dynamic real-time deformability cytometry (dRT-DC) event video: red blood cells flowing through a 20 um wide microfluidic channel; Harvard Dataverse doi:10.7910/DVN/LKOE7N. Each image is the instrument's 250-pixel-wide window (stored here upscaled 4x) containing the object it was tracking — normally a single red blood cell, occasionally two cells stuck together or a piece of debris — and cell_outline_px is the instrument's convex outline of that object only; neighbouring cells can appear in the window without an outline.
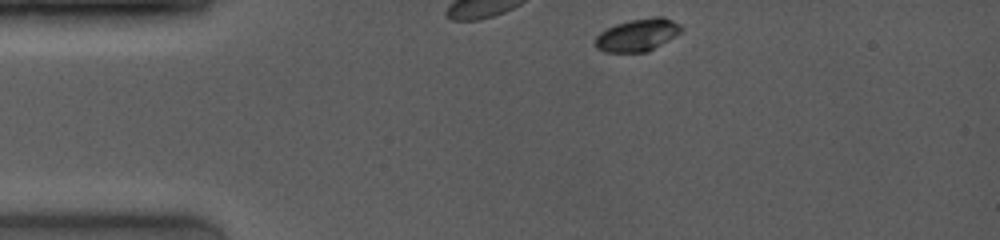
{"species": "common noctule bat (a hibernating species)", "species_latin": "Nyctalus noctula", "temperature_condition": "room temperature", "stored_images_in_passage": 5, "camera_frame_rate_fps": 4000, "um_per_image_px": 0.085, "animal": {"sex": "female", "body_mass_g": 19.0, "forearm_length_mm": 53.3}, "frame": {"image": 1, "passage_image": 1, "time_ms": 0.0, "image_size_px": [1000, 240], "cell_outline_px": [[684, 28], [676, 36], [648, 52], [604, 52], [596, 48], [596, 36], [600, 32], [616, 24], [632, 20], [652, 16], [664, 16], [680, 24]], "centroid_in_image_um": [54.23, 2.97], "position_along_channel_um": 30.8, "area_um2": 16.36}}